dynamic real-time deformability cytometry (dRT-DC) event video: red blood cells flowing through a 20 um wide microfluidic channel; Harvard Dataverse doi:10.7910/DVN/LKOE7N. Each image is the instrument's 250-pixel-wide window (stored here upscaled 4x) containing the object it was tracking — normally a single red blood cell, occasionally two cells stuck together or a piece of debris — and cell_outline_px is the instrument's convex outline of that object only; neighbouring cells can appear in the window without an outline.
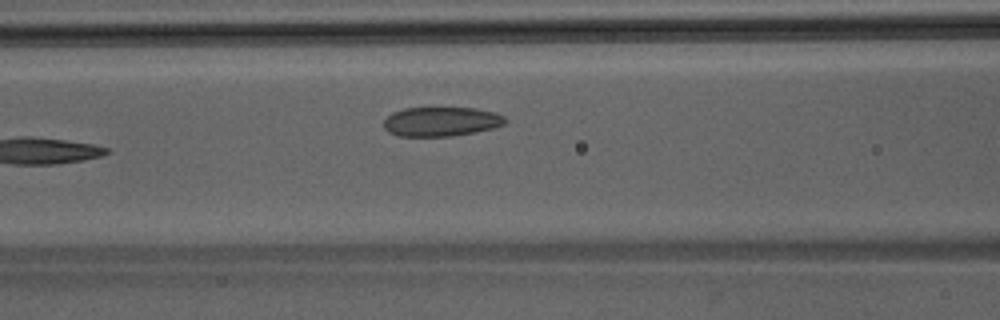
{"species": "Egyptian fruit bat (a non-hibernating species)", "species_latin": "Rousettus aegyptiacus", "temperature_condition": "room temperature", "stored_images_in_passage": 6, "camera_frame_rate_fps": 3000, "um_per_image_px": 0.085, "animal": {"sex": "male"}, "frame": {"image": 1, "passage_image": 6, "time_ms": 1.667, "image_size_px": [1000, 320], "cell_outline_px": [[508, 120], [504, 124], [492, 128], [452, 136], [396, 136], [388, 132], [384, 128], [384, 120], [392, 112], [404, 108], [476, 108], [492, 112], [504, 116]], "centroid_in_image_um": [37.46, 10.33], "position_along_channel_um": 129.1, "area_um2": 20.69}}